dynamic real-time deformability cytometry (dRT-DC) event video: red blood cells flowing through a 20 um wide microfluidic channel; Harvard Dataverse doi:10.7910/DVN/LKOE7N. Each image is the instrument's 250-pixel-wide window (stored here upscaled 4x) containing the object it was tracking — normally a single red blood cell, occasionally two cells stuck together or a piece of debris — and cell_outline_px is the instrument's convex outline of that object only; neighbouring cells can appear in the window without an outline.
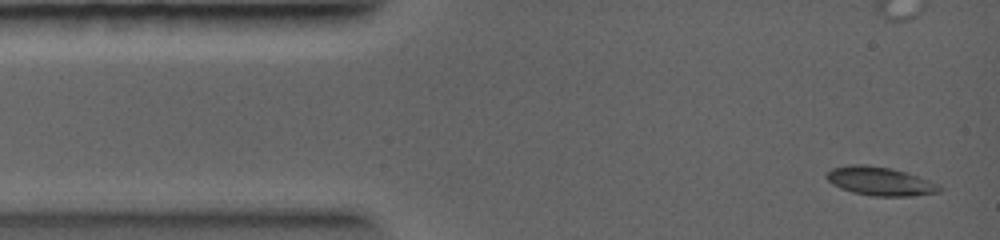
{"species": "common noctule bat (a hibernating species)", "species_latin": "Nyctalus noctula", "temperature_condition": "warm", "stored_images_in_passage": 7, "camera_frame_rate_fps": 5000, "um_per_image_px": 0.085, "animal": {"sex": "female", "body_mass_g": 19.0, "forearm_length_mm": 56.7}, "frame": {"image": 1, "passage_image": 1, "time_ms": 0.0, "image_size_px": [1000, 240], "cell_outline_px": [[944, 188], [940, 192], [912, 196], [872, 196], [852, 192], [840, 188], [832, 184], [824, 176], [824, 172], [832, 168], [848, 164], [864, 164], [892, 168], [928, 180]], "centroid_in_image_um": [74.74, 15.4], "position_along_channel_um": 10.3, "area_um2": 18.96}}
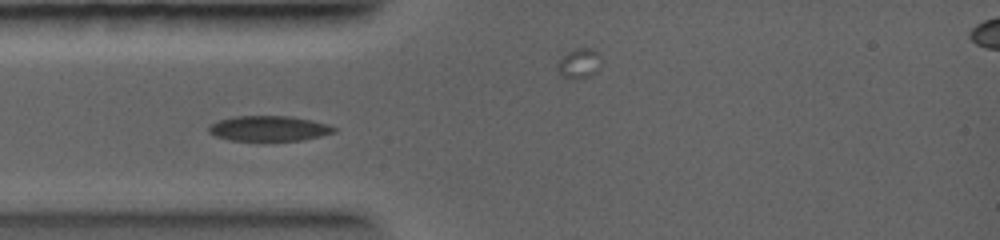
{"frame": {"image": 2, "passage_image": 5, "time_ms": 2.4, "image_size_px": [1000, 240], "cell_outline_px": [[336, 132], [320, 136], [300, 140], [228, 140], [216, 136], [208, 132], [208, 124], [232, 116], [292, 116], [312, 120], [328, 124], [336, 128]], "centroid_in_image_um": [22.84, 10.91], "position_along_channel_um": 62.2, "area_um2": 18.44}}